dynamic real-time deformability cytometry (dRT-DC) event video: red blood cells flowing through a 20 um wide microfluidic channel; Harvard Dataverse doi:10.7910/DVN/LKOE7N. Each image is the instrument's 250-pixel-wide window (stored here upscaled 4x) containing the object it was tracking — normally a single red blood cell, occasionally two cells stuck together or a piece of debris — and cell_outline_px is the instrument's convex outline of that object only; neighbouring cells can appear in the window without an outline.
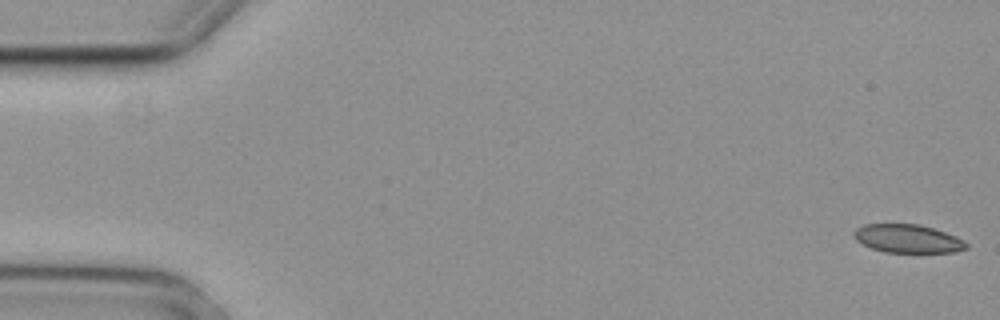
{"species": "common noctule bat (a hibernating species)", "species_latin": "Nyctalus noctula", "temperature_condition": "cold", "stored_images_in_passage": 5, "camera_frame_rate_fps": 3000, "um_per_image_px": 0.085, "animal": {"sex": "female", "body_mass_g": 29.2, "forearm_length_mm": 56.3}, "frame": {"image": 1, "passage_image": 1, "time_ms": 0.0, "image_size_px": [1000, 320], "cell_outline_px": [[968, 248], [956, 252], [884, 252], [872, 248], [856, 240], [856, 228], [864, 224], [920, 224], [956, 236], [964, 240], [968, 244]], "centroid_in_image_um": [77.21, 20.29], "position_along_channel_um": 7.8, "area_um2": 18.38}}
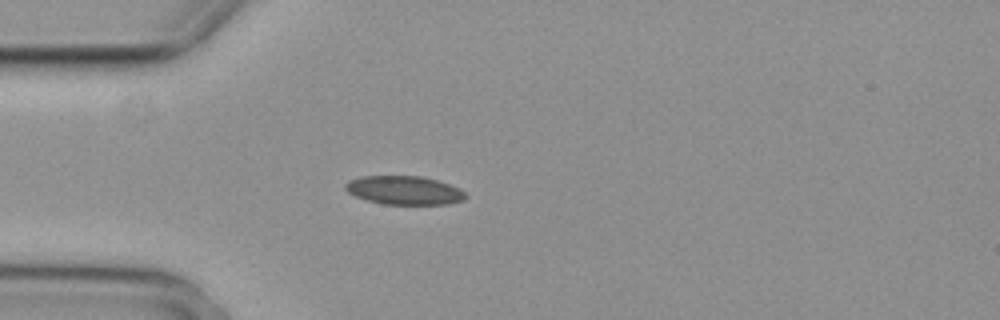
{"frame": {"image": 2, "passage_image": 4, "time_ms": 1.0, "image_size_px": [1000, 320], "cell_outline_px": [[468, 196], [464, 200], [448, 204], [384, 204], [368, 200], [356, 196], [348, 192], [344, 188], [344, 184], [348, 180], [360, 176], [420, 176], [436, 180], [460, 188]], "centroid_in_image_um": [34.35, 16.17], "position_along_channel_um": 50.6, "area_um2": 20.06}}